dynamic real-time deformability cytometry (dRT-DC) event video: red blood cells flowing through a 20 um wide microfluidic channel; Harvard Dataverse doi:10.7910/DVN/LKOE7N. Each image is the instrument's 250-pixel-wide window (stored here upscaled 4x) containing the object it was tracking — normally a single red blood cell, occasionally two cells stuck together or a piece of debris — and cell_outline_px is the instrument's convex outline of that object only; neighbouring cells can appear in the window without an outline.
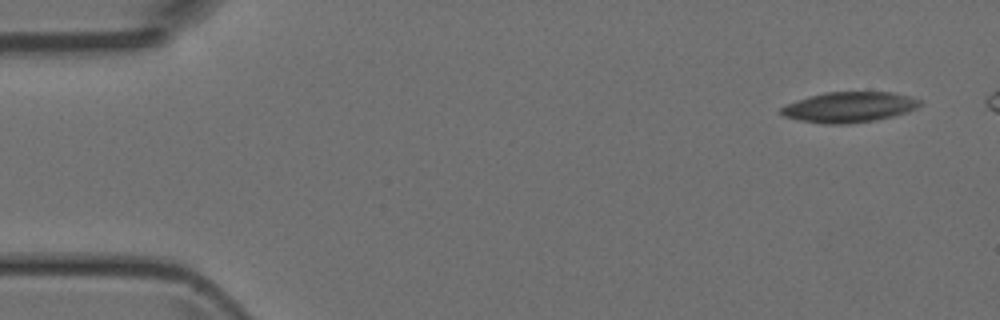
{"species": "Egyptian fruit bat (a non-hibernating species)", "species_latin": "Rousettus aegyptiacus", "temperature_condition": "room temperature", "stored_images_in_passage": 5, "camera_frame_rate_fps": 3000, "um_per_image_px": 0.085, "animal": {"sex": "female"}, "frame": {"image": 1, "passage_image": 1, "time_ms": 0.0, "image_size_px": [1000, 320], "cell_outline_px": [[924, 104], [908, 112], [892, 116], [872, 120], [848, 124], [824, 124], [800, 120], [784, 116], [780, 112], [780, 108], [788, 104], [824, 92], [892, 92], [908, 96], [920, 100]], "centroid_in_image_um": [72.22, 9.11], "position_along_channel_um": 12.8, "area_um2": 24.33}}